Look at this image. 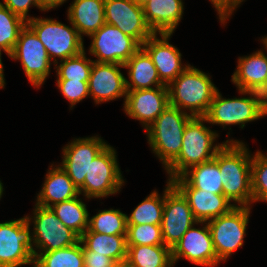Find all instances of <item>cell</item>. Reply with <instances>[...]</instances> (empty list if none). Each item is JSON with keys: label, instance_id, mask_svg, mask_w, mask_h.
Returning <instances> with one entry per match:
<instances>
[{"label": "cell", "instance_id": "f6af8a7d", "mask_svg": "<svg viewBox=\"0 0 267 267\" xmlns=\"http://www.w3.org/2000/svg\"><path fill=\"white\" fill-rule=\"evenodd\" d=\"M137 5L144 6L150 0H133Z\"/></svg>", "mask_w": 267, "mask_h": 267}, {"label": "cell", "instance_id": "52a82bcc", "mask_svg": "<svg viewBox=\"0 0 267 267\" xmlns=\"http://www.w3.org/2000/svg\"><path fill=\"white\" fill-rule=\"evenodd\" d=\"M29 216L0 223V267L34 266Z\"/></svg>", "mask_w": 267, "mask_h": 267}, {"label": "cell", "instance_id": "ac0fdd59", "mask_svg": "<svg viewBox=\"0 0 267 267\" xmlns=\"http://www.w3.org/2000/svg\"><path fill=\"white\" fill-rule=\"evenodd\" d=\"M119 68L124 66L116 63L93 62L88 87L89 95L96 104L126 97V78Z\"/></svg>", "mask_w": 267, "mask_h": 267}, {"label": "cell", "instance_id": "9a60e30c", "mask_svg": "<svg viewBox=\"0 0 267 267\" xmlns=\"http://www.w3.org/2000/svg\"><path fill=\"white\" fill-rule=\"evenodd\" d=\"M108 144L100 137L76 138L63 148L61 167L80 190L90 168L92 160Z\"/></svg>", "mask_w": 267, "mask_h": 267}, {"label": "cell", "instance_id": "7402d4cb", "mask_svg": "<svg viewBox=\"0 0 267 267\" xmlns=\"http://www.w3.org/2000/svg\"><path fill=\"white\" fill-rule=\"evenodd\" d=\"M52 166L46 174L45 182L36 200L37 205L47 208L80 195L78 188L63 168L60 165L56 168Z\"/></svg>", "mask_w": 267, "mask_h": 267}, {"label": "cell", "instance_id": "6da1fadb", "mask_svg": "<svg viewBox=\"0 0 267 267\" xmlns=\"http://www.w3.org/2000/svg\"><path fill=\"white\" fill-rule=\"evenodd\" d=\"M251 157L246 145L233 139L226 140V143L217 152L223 195L230 202L238 203L236 204L238 207H250L253 202Z\"/></svg>", "mask_w": 267, "mask_h": 267}, {"label": "cell", "instance_id": "1f68e13d", "mask_svg": "<svg viewBox=\"0 0 267 267\" xmlns=\"http://www.w3.org/2000/svg\"><path fill=\"white\" fill-rule=\"evenodd\" d=\"M127 215L119 209L98 211L92 218L89 217L88 229L85 232H95L105 235H126Z\"/></svg>", "mask_w": 267, "mask_h": 267}, {"label": "cell", "instance_id": "3957f363", "mask_svg": "<svg viewBox=\"0 0 267 267\" xmlns=\"http://www.w3.org/2000/svg\"><path fill=\"white\" fill-rule=\"evenodd\" d=\"M167 88L169 105L182 111L188 109L192 117L206 115L218 90L207 74L191 65L170 82Z\"/></svg>", "mask_w": 267, "mask_h": 267}, {"label": "cell", "instance_id": "603a6c76", "mask_svg": "<svg viewBox=\"0 0 267 267\" xmlns=\"http://www.w3.org/2000/svg\"><path fill=\"white\" fill-rule=\"evenodd\" d=\"M105 0H74L68 9V20L80 36L98 31L105 23Z\"/></svg>", "mask_w": 267, "mask_h": 267}, {"label": "cell", "instance_id": "277c9868", "mask_svg": "<svg viewBox=\"0 0 267 267\" xmlns=\"http://www.w3.org/2000/svg\"><path fill=\"white\" fill-rule=\"evenodd\" d=\"M192 118L186 110L168 105L146 129L148 143L165 168L179 155L184 129Z\"/></svg>", "mask_w": 267, "mask_h": 267}, {"label": "cell", "instance_id": "ee69618b", "mask_svg": "<svg viewBox=\"0 0 267 267\" xmlns=\"http://www.w3.org/2000/svg\"><path fill=\"white\" fill-rule=\"evenodd\" d=\"M114 267H136L134 264H132L129 260L124 259L120 262H116Z\"/></svg>", "mask_w": 267, "mask_h": 267}, {"label": "cell", "instance_id": "8d00e7d4", "mask_svg": "<svg viewBox=\"0 0 267 267\" xmlns=\"http://www.w3.org/2000/svg\"><path fill=\"white\" fill-rule=\"evenodd\" d=\"M57 87L70 102L71 107L89 95L88 81L57 80Z\"/></svg>", "mask_w": 267, "mask_h": 267}, {"label": "cell", "instance_id": "f1b7e54d", "mask_svg": "<svg viewBox=\"0 0 267 267\" xmlns=\"http://www.w3.org/2000/svg\"><path fill=\"white\" fill-rule=\"evenodd\" d=\"M82 242L51 252L34 253L33 267H84Z\"/></svg>", "mask_w": 267, "mask_h": 267}, {"label": "cell", "instance_id": "ffe728a7", "mask_svg": "<svg viewBox=\"0 0 267 267\" xmlns=\"http://www.w3.org/2000/svg\"><path fill=\"white\" fill-rule=\"evenodd\" d=\"M171 35L160 34L161 37L158 39L157 33H154L141 45L149 54L160 80L165 85L175 80L189 66V64L182 66L181 53L178 48L169 44Z\"/></svg>", "mask_w": 267, "mask_h": 267}, {"label": "cell", "instance_id": "7dc6e473", "mask_svg": "<svg viewBox=\"0 0 267 267\" xmlns=\"http://www.w3.org/2000/svg\"><path fill=\"white\" fill-rule=\"evenodd\" d=\"M263 44L265 45V49H267V36L262 39Z\"/></svg>", "mask_w": 267, "mask_h": 267}, {"label": "cell", "instance_id": "f35d334b", "mask_svg": "<svg viewBox=\"0 0 267 267\" xmlns=\"http://www.w3.org/2000/svg\"><path fill=\"white\" fill-rule=\"evenodd\" d=\"M84 263L88 267H114L115 262L104 255L94 254L82 243Z\"/></svg>", "mask_w": 267, "mask_h": 267}, {"label": "cell", "instance_id": "b9f144b4", "mask_svg": "<svg viewBox=\"0 0 267 267\" xmlns=\"http://www.w3.org/2000/svg\"><path fill=\"white\" fill-rule=\"evenodd\" d=\"M261 104L267 109V77L261 87L256 91Z\"/></svg>", "mask_w": 267, "mask_h": 267}, {"label": "cell", "instance_id": "ab89813d", "mask_svg": "<svg viewBox=\"0 0 267 267\" xmlns=\"http://www.w3.org/2000/svg\"><path fill=\"white\" fill-rule=\"evenodd\" d=\"M217 10L221 23H225L234 10L242 3V0H210Z\"/></svg>", "mask_w": 267, "mask_h": 267}, {"label": "cell", "instance_id": "5bb4252c", "mask_svg": "<svg viewBox=\"0 0 267 267\" xmlns=\"http://www.w3.org/2000/svg\"><path fill=\"white\" fill-rule=\"evenodd\" d=\"M104 8L106 23L114 25L141 45L154 34L145 21L143 7L133 0H105Z\"/></svg>", "mask_w": 267, "mask_h": 267}, {"label": "cell", "instance_id": "836d02e7", "mask_svg": "<svg viewBox=\"0 0 267 267\" xmlns=\"http://www.w3.org/2000/svg\"><path fill=\"white\" fill-rule=\"evenodd\" d=\"M85 50L79 55L60 61L55 66L58 80L89 81L93 60L86 58Z\"/></svg>", "mask_w": 267, "mask_h": 267}, {"label": "cell", "instance_id": "4fadbf2b", "mask_svg": "<svg viewBox=\"0 0 267 267\" xmlns=\"http://www.w3.org/2000/svg\"><path fill=\"white\" fill-rule=\"evenodd\" d=\"M89 37L92 38L89 52L98 58L94 62L124 65L141 47L136 39L107 23Z\"/></svg>", "mask_w": 267, "mask_h": 267}, {"label": "cell", "instance_id": "d6986e66", "mask_svg": "<svg viewBox=\"0 0 267 267\" xmlns=\"http://www.w3.org/2000/svg\"><path fill=\"white\" fill-rule=\"evenodd\" d=\"M172 183L188 200L193 216L198 222H207L227 214L236 206L224 195L193 188L182 176L173 179Z\"/></svg>", "mask_w": 267, "mask_h": 267}, {"label": "cell", "instance_id": "74e56055", "mask_svg": "<svg viewBox=\"0 0 267 267\" xmlns=\"http://www.w3.org/2000/svg\"><path fill=\"white\" fill-rule=\"evenodd\" d=\"M3 2L4 4L2 2L0 3L6 6L12 13L23 18L26 22L31 19V17L27 15L30 6L32 5L39 8L37 0H3Z\"/></svg>", "mask_w": 267, "mask_h": 267}, {"label": "cell", "instance_id": "e575fe53", "mask_svg": "<svg viewBox=\"0 0 267 267\" xmlns=\"http://www.w3.org/2000/svg\"><path fill=\"white\" fill-rule=\"evenodd\" d=\"M127 246H165L161 225H127Z\"/></svg>", "mask_w": 267, "mask_h": 267}, {"label": "cell", "instance_id": "8992f818", "mask_svg": "<svg viewBox=\"0 0 267 267\" xmlns=\"http://www.w3.org/2000/svg\"><path fill=\"white\" fill-rule=\"evenodd\" d=\"M240 94H249L250 97L225 99L217 90L204 116L206 123L221 126L240 125L243 129L247 122L258 120L267 115V109L261 104L256 91L239 90Z\"/></svg>", "mask_w": 267, "mask_h": 267}, {"label": "cell", "instance_id": "f546056e", "mask_svg": "<svg viewBox=\"0 0 267 267\" xmlns=\"http://www.w3.org/2000/svg\"><path fill=\"white\" fill-rule=\"evenodd\" d=\"M127 260L136 267H172V252L167 246H127Z\"/></svg>", "mask_w": 267, "mask_h": 267}, {"label": "cell", "instance_id": "30bf717a", "mask_svg": "<svg viewBox=\"0 0 267 267\" xmlns=\"http://www.w3.org/2000/svg\"><path fill=\"white\" fill-rule=\"evenodd\" d=\"M165 188L161 230L164 245L172 250L190 227L203 222L194 218L188 200L172 181L169 180Z\"/></svg>", "mask_w": 267, "mask_h": 267}, {"label": "cell", "instance_id": "ba28073f", "mask_svg": "<svg viewBox=\"0 0 267 267\" xmlns=\"http://www.w3.org/2000/svg\"><path fill=\"white\" fill-rule=\"evenodd\" d=\"M116 150L107 145L90 164L84 186L79 190L87 198H102L119 192L124 180L117 163Z\"/></svg>", "mask_w": 267, "mask_h": 267}, {"label": "cell", "instance_id": "484cf974", "mask_svg": "<svg viewBox=\"0 0 267 267\" xmlns=\"http://www.w3.org/2000/svg\"><path fill=\"white\" fill-rule=\"evenodd\" d=\"M80 241L94 254L111 258L115 263L127 259L126 235H105L95 232H84Z\"/></svg>", "mask_w": 267, "mask_h": 267}, {"label": "cell", "instance_id": "44dd1931", "mask_svg": "<svg viewBox=\"0 0 267 267\" xmlns=\"http://www.w3.org/2000/svg\"><path fill=\"white\" fill-rule=\"evenodd\" d=\"M181 0H150L143 7L144 18L153 31L159 34H173L183 14Z\"/></svg>", "mask_w": 267, "mask_h": 267}, {"label": "cell", "instance_id": "d590c367", "mask_svg": "<svg viewBox=\"0 0 267 267\" xmlns=\"http://www.w3.org/2000/svg\"><path fill=\"white\" fill-rule=\"evenodd\" d=\"M251 189L253 203L267 198V155L265 156L260 151L252 157Z\"/></svg>", "mask_w": 267, "mask_h": 267}, {"label": "cell", "instance_id": "60d3db41", "mask_svg": "<svg viewBox=\"0 0 267 267\" xmlns=\"http://www.w3.org/2000/svg\"><path fill=\"white\" fill-rule=\"evenodd\" d=\"M41 11H48L62 5L66 0H37Z\"/></svg>", "mask_w": 267, "mask_h": 267}, {"label": "cell", "instance_id": "9c48e42d", "mask_svg": "<svg viewBox=\"0 0 267 267\" xmlns=\"http://www.w3.org/2000/svg\"><path fill=\"white\" fill-rule=\"evenodd\" d=\"M250 207L235 206L229 213L207 221L217 259L221 262L243 246Z\"/></svg>", "mask_w": 267, "mask_h": 267}, {"label": "cell", "instance_id": "4316f807", "mask_svg": "<svg viewBox=\"0 0 267 267\" xmlns=\"http://www.w3.org/2000/svg\"><path fill=\"white\" fill-rule=\"evenodd\" d=\"M182 177L195 189L223 195V184L217 164V153L213 159L191 167Z\"/></svg>", "mask_w": 267, "mask_h": 267}, {"label": "cell", "instance_id": "83f0119b", "mask_svg": "<svg viewBox=\"0 0 267 267\" xmlns=\"http://www.w3.org/2000/svg\"><path fill=\"white\" fill-rule=\"evenodd\" d=\"M58 219L79 237L88 229L89 213L86 204L81 199H74L57 203L50 207Z\"/></svg>", "mask_w": 267, "mask_h": 267}, {"label": "cell", "instance_id": "7a4b0ae2", "mask_svg": "<svg viewBox=\"0 0 267 267\" xmlns=\"http://www.w3.org/2000/svg\"><path fill=\"white\" fill-rule=\"evenodd\" d=\"M204 117H193L183 132L179 155L165 168L168 180L182 176L191 167L214 158L226 142L213 146L218 134L204 125Z\"/></svg>", "mask_w": 267, "mask_h": 267}, {"label": "cell", "instance_id": "5b68a950", "mask_svg": "<svg viewBox=\"0 0 267 267\" xmlns=\"http://www.w3.org/2000/svg\"><path fill=\"white\" fill-rule=\"evenodd\" d=\"M27 25L45 46L54 65L58 64L55 57L62 61L84 51L83 38L73 25L69 27L54 19L35 17H31Z\"/></svg>", "mask_w": 267, "mask_h": 267}, {"label": "cell", "instance_id": "e0dca14e", "mask_svg": "<svg viewBox=\"0 0 267 267\" xmlns=\"http://www.w3.org/2000/svg\"><path fill=\"white\" fill-rule=\"evenodd\" d=\"M124 111L147 129L169 105L167 86L127 91Z\"/></svg>", "mask_w": 267, "mask_h": 267}, {"label": "cell", "instance_id": "bcb514c9", "mask_svg": "<svg viewBox=\"0 0 267 267\" xmlns=\"http://www.w3.org/2000/svg\"><path fill=\"white\" fill-rule=\"evenodd\" d=\"M3 194V184L0 181V198L2 197Z\"/></svg>", "mask_w": 267, "mask_h": 267}, {"label": "cell", "instance_id": "d4e9b609", "mask_svg": "<svg viewBox=\"0 0 267 267\" xmlns=\"http://www.w3.org/2000/svg\"><path fill=\"white\" fill-rule=\"evenodd\" d=\"M123 66L128 69L131 80L126 79L127 91L152 89L153 85L167 86L160 80L155 65L142 47Z\"/></svg>", "mask_w": 267, "mask_h": 267}, {"label": "cell", "instance_id": "4dcf8cb0", "mask_svg": "<svg viewBox=\"0 0 267 267\" xmlns=\"http://www.w3.org/2000/svg\"><path fill=\"white\" fill-rule=\"evenodd\" d=\"M163 192V196L160 197V194L154 190L144 201L137 205L130 217H126L127 225H161L165 203V190Z\"/></svg>", "mask_w": 267, "mask_h": 267}, {"label": "cell", "instance_id": "7c38bea8", "mask_svg": "<svg viewBox=\"0 0 267 267\" xmlns=\"http://www.w3.org/2000/svg\"><path fill=\"white\" fill-rule=\"evenodd\" d=\"M9 57L20 60L28 81L37 88L44 83L50 74L51 60L47 50L27 24L21 30Z\"/></svg>", "mask_w": 267, "mask_h": 267}, {"label": "cell", "instance_id": "d6a6232c", "mask_svg": "<svg viewBox=\"0 0 267 267\" xmlns=\"http://www.w3.org/2000/svg\"><path fill=\"white\" fill-rule=\"evenodd\" d=\"M27 22L0 3V47L9 56Z\"/></svg>", "mask_w": 267, "mask_h": 267}, {"label": "cell", "instance_id": "8fae6325", "mask_svg": "<svg viewBox=\"0 0 267 267\" xmlns=\"http://www.w3.org/2000/svg\"><path fill=\"white\" fill-rule=\"evenodd\" d=\"M34 230L32 234L34 253L51 252L74 245L80 241V237L66 227L52 211L51 208L35 205Z\"/></svg>", "mask_w": 267, "mask_h": 267}, {"label": "cell", "instance_id": "cb8c5ba5", "mask_svg": "<svg viewBox=\"0 0 267 267\" xmlns=\"http://www.w3.org/2000/svg\"><path fill=\"white\" fill-rule=\"evenodd\" d=\"M232 82L238 90L257 91L267 77V56L261 50L252 55L239 57Z\"/></svg>", "mask_w": 267, "mask_h": 267}, {"label": "cell", "instance_id": "7bdbcfd3", "mask_svg": "<svg viewBox=\"0 0 267 267\" xmlns=\"http://www.w3.org/2000/svg\"><path fill=\"white\" fill-rule=\"evenodd\" d=\"M1 50H3L4 51V49H2L1 47H0V88L2 89V88H4V84H5V79H4V74H3V63H2V60H1Z\"/></svg>", "mask_w": 267, "mask_h": 267}, {"label": "cell", "instance_id": "2e32d148", "mask_svg": "<svg viewBox=\"0 0 267 267\" xmlns=\"http://www.w3.org/2000/svg\"><path fill=\"white\" fill-rule=\"evenodd\" d=\"M202 228L190 227L180 241L171 250L173 265L185 258L196 265L214 267L220 263L217 259L212 235L207 222Z\"/></svg>", "mask_w": 267, "mask_h": 267}]
</instances>
